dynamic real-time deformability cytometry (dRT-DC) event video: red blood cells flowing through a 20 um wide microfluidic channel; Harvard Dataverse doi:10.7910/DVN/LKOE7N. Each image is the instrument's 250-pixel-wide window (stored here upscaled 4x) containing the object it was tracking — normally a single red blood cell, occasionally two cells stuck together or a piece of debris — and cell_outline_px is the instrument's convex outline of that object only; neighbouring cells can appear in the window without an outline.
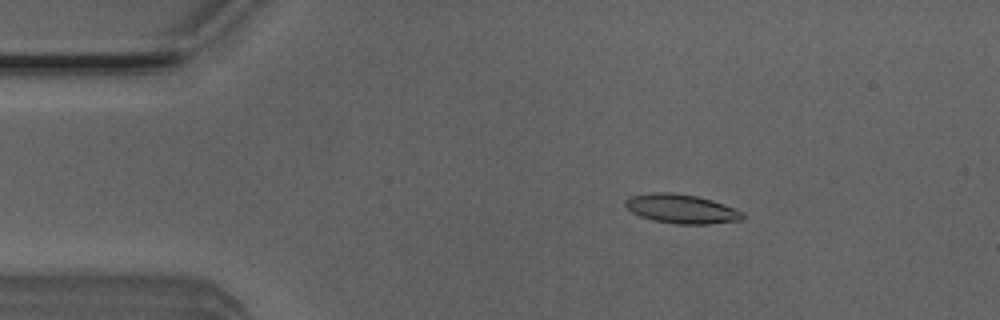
{"species": "Egyptian fruit bat (a non-hibernating species)", "species_latin": "Rousettus aegyptiacus", "temperature_condition": "room temperature", "stored_images_in_passage": 5, "segment_of_instrument_passage": [1, 2], "camera_frame_rate_fps": 3000, "um_per_image_px": 0.085, "animal": {"sex": "male"}, "frame": {"image": 1, "passage_image": 3, "time_ms": 0.667, "image_size_px": [1000, 320], "cell_outline_px": [[744, 216], [740, 220], [708, 224], [676, 224], [652, 220], [640, 216], [632, 212], [624, 204], [624, 200], [632, 196], [652, 192], [672, 192], [696, 196], [712, 200], [724, 204], [744, 212]], "centroid_in_image_um": [57.91, 17.75], "position_along_channel_um": 27.1, "area_um2": 19.88}}